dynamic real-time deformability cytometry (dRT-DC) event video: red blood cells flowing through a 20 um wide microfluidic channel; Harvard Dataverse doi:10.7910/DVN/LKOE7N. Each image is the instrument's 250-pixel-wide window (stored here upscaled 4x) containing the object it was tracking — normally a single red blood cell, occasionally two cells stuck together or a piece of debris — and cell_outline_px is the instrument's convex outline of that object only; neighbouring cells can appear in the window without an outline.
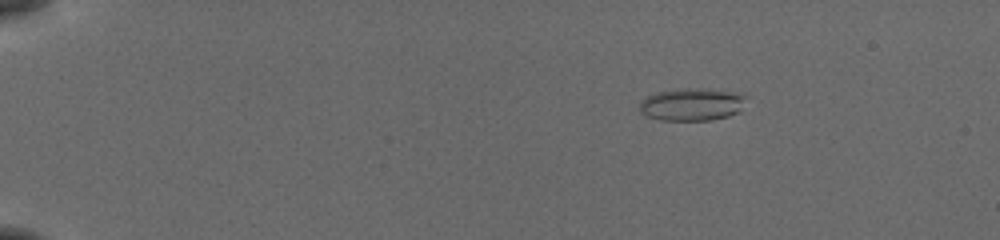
{"species": "common noctule bat (a hibernating species)", "species_latin": "Nyctalus noctula", "temperature_condition": "cold", "stored_images_in_passage": 49, "camera_frame_rate_fps": 3000, "um_per_image_px": 0.085, "animal": {"sex": "female", "body_mass_g": 19.5, "forearm_length_mm": 54.1}, "frame": {"image": 1, "passage_image": 3, "time_ms": 0.667, "image_size_px": [1000, 240], "cell_outline_px": [[740, 112], [728, 116], [712, 120], [660, 120], [648, 116], [640, 112], [640, 104], [648, 96], [660, 92], [724, 92], [740, 96]], "centroid_in_image_um": [58.7, 8.99], "position_along_channel_um": 26.3, "area_um2": 18.09}}
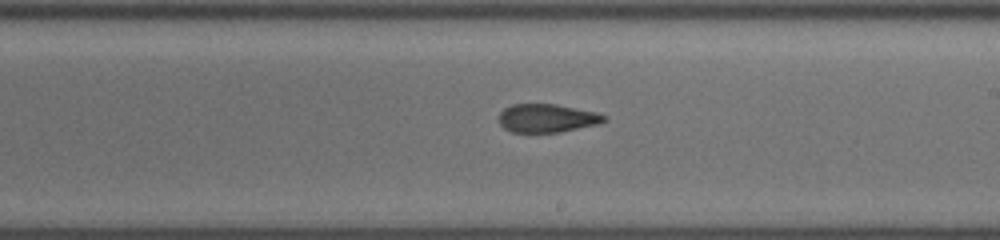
{"frame": {"image": 2, "passage_image": 28, "time_ms": 9.0, "image_size_px": [1000, 240], "cell_outline_px": [[608, 116], [600, 124], [560, 132], [512, 132], [504, 128], [500, 124], [500, 112], [504, 108], [512, 104], [556, 104], [596, 112]], "centroid_in_image_um": [46.51, 10.04], "position_along_channel_um": 242.5, "area_um2": 17.4}}
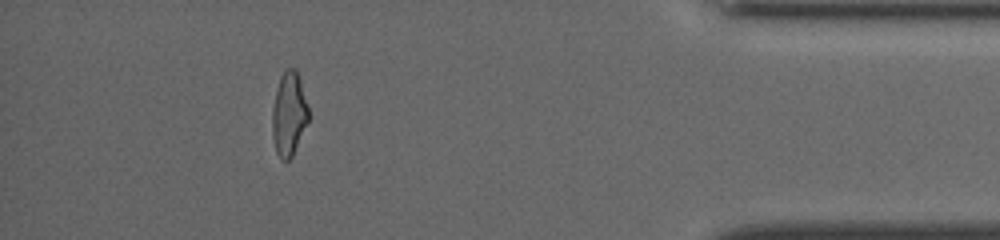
{"frame": {"image": 3, "passage_image": 44, "time_ms": 14.333, "image_size_px": [1000, 240], "cell_outline_px": [[308, 120], [292, 156], [288, 160], [280, 160], [276, 152], [272, 136], [272, 108], [276, 88], [280, 76], [284, 68], [296, 68], [300, 80], [308, 108]], "centroid_in_image_um": [24.53, 9.66], "position_along_channel_um": 410.7, "area_um2": 17.69}, "authors_computed_cell_mechanics": {"area_um2": 18.0336, "velocity_mm_per_s": 3.8931, "shape_relaxation_time_tau1_ms": null, "shape_relaxation_time_tau2_ms": 2.4437, "deformation_change_tau1": null, "deformation_change_tau2": 0.1049}}